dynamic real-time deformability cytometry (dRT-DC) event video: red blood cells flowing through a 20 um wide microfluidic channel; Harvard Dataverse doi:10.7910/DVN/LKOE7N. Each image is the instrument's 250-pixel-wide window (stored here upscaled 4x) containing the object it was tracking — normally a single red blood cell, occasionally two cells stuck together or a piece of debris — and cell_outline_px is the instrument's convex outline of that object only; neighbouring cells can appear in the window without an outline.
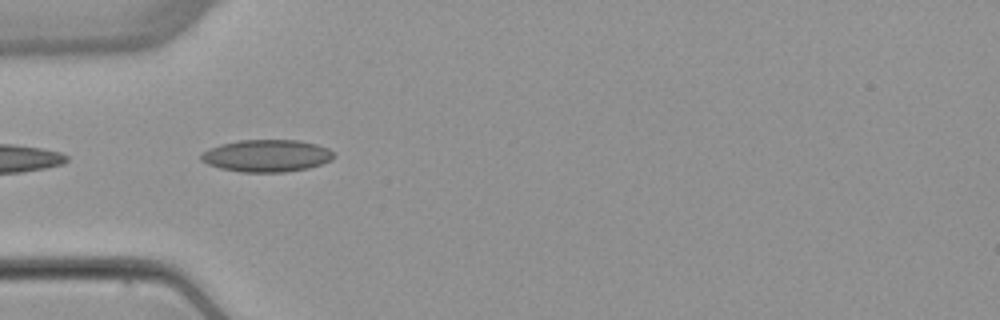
{"species": "common noctule bat (a hibernating species)", "species_latin": "Nyctalus noctula", "temperature_condition": "warm", "stored_images_in_passage": 6, "camera_frame_rate_fps": 3000, "um_per_image_px": 0.085, "animal": {"sex": "female", "body_mass_g": 22.7, "forearm_length_mm": 54.2}, "frame": {"image": 1, "passage_image": 5, "time_ms": 5.0, "image_size_px": [1000, 320], "cell_outline_px": [[332, 160], [308, 168], [284, 172], [240, 172], [220, 168], [208, 164], [200, 160], [200, 156], [204, 152], [220, 144], [240, 140], [300, 140], [316, 144], [328, 148], [332, 152]], "centroid_in_image_um": [22.66, 13.24], "position_along_channel_um": 62.3, "area_um2": 24.74}}
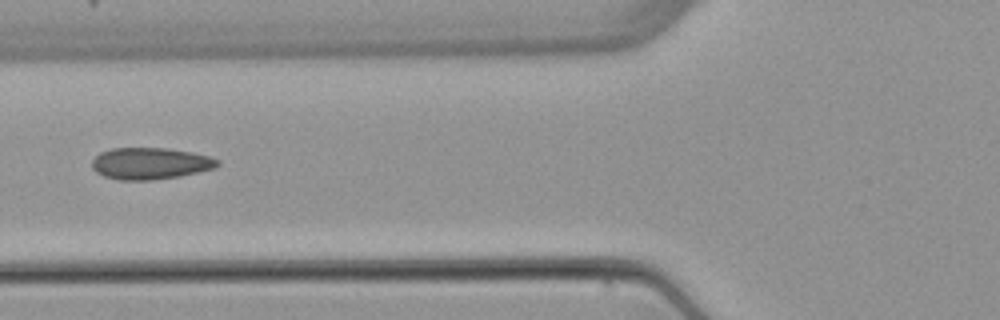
{"frame": {"image": 2, "passage_image": 6, "time_ms": 6.333, "image_size_px": [1000, 320], "cell_outline_px": [[220, 164], [216, 168], [180, 176], [152, 180], [120, 180], [104, 176], [96, 172], [92, 168], [92, 160], [100, 152], [112, 148], [168, 148], [192, 152], [208, 156], [220, 160]], "centroid_in_image_um": [12.78, 13.89], "position_along_channel_um": 113.0, "area_um2": 23.29}}